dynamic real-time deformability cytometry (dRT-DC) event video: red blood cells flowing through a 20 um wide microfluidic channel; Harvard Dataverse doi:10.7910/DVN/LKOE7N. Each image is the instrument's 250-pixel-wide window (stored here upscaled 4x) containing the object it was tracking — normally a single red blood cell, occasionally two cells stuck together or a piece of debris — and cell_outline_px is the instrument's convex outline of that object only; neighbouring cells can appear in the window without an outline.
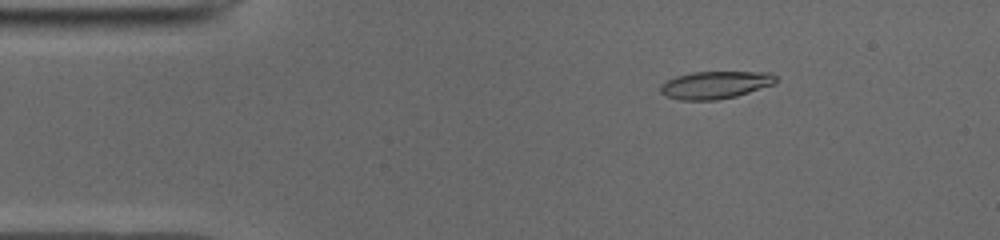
{"species": "common noctule bat (a hibernating species)", "species_latin": "Nyctalus noctula", "temperature_condition": "cold", "stored_images_in_passage": 50, "camera_frame_rate_fps": 3000, "um_per_image_px": 0.085, "animal": {"sex": "male", "body_mass_g": 19.0, "forearm_length_mm": 50.8}, "frame": {"image": 1, "passage_image": 7, "time_ms": 2.0, "image_size_px": [1000, 240], "cell_outline_px": [[776, 84], [736, 96], [716, 100], [680, 100], [664, 96], [660, 92], [660, 84], [676, 76], [692, 72], [768, 72], [776, 76]], "centroid_in_image_um": [60.78, 7.22], "position_along_channel_um": 24.2, "area_um2": 18.61}}
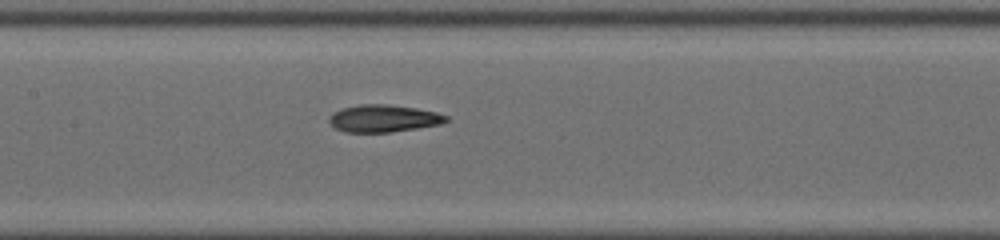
{"frame": {"image": 2, "passage_image": 23, "time_ms": 7.333, "image_size_px": [1000, 240], "cell_outline_px": [[448, 120], [440, 124], [416, 128], [388, 132], [348, 132], [336, 128], [328, 120], [328, 116], [332, 112], [340, 108], [360, 104], [388, 104], [416, 108], [436, 112], [448, 116]], "centroid_in_image_um": [32.57, 10.05], "position_along_channel_um": 174.8, "area_um2": 18.55}}
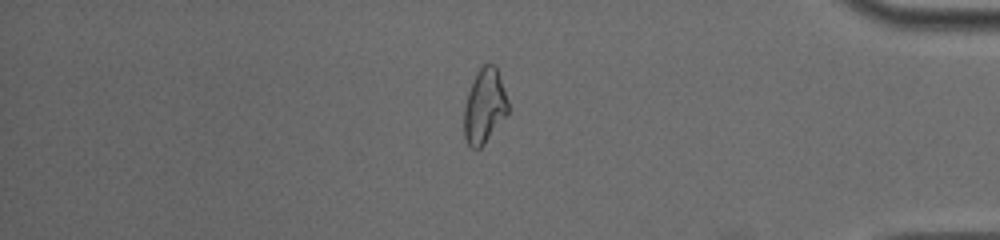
{"frame": {"image": 3, "passage_image": 42, "time_ms": 13.667, "image_size_px": [1000, 240], "cell_outline_px": [[508, 112], [484, 144], [480, 148], [472, 148], [468, 144], [464, 136], [464, 108], [468, 92], [476, 72], [484, 64], [492, 64], [496, 68], [500, 76], [508, 100]], "centroid_in_image_um": [41.17, 9.02], "position_along_channel_um": 394.0, "area_um2": 18.9}, "authors_computed_cell_mechanics": {"area_um2": 18.6694, "velocity_mm_per_s": 3.9575, "shape_relaxation_time_tau1_ms": 6.9978, "shape_relaxation_time_tau2_ms": 3.0888, "deformation_change_tau1": 0.2271, "deformation_change_tau2": 0.1072}}